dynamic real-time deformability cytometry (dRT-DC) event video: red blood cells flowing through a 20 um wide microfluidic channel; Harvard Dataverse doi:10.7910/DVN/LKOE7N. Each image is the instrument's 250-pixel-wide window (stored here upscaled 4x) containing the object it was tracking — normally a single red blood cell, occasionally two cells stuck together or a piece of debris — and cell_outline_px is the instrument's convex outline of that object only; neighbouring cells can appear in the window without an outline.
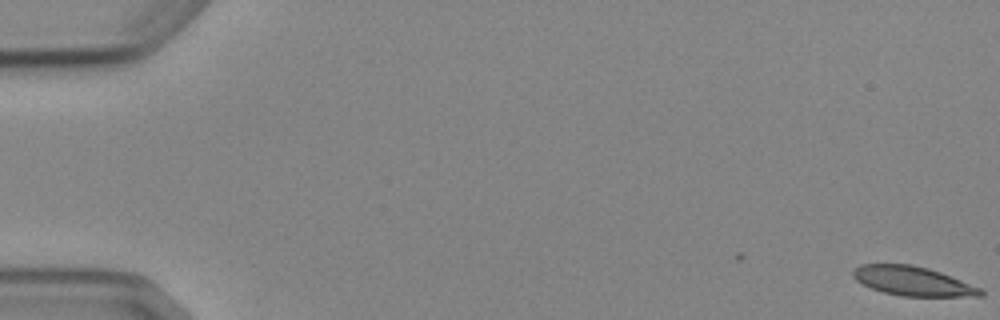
{"species": "Egyptian fruit bat (a non-hibernating species)", "species_latin": "Rousettus aegyptiacus", "temperature_condition": "cold", "stored_images_in_passage": 6, "camera_frame_rate_fps": 3000, "um_per_image_px": 0.085, "animal": {"sex": "female"}, "frame": {"image": 1, "passage_image": 1, "time_ms": 0.0, "image_size_px": [1000, 320], "cell_outline_px": [[984, 296], [900, 296], [884, 292], [872, 288], [856, 280], [852, 276], [852, 268], [860, 264], [912, 264], [928, 268], [940, 272], [984, 288]], "centroid_in_image_um": [77.61, 23.88], "position_along_channel_um": 7.4, "area_um2": 21.91}}
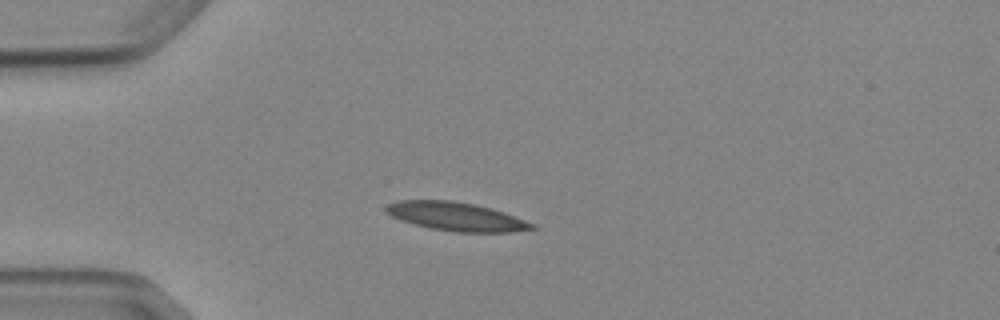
{"frame": {"image": 2, "passage_image": 5, "time_ms": 4.667, "image_size_px": [1000, 320], "cell_outline_px": [[536, 228], [512, 232], [456, 232], [432, 228], [400, 220], [392, 216], [384, 208], [388, 204], [396, 200], [452, 200], [476, 204], [492, 208], [504, 212], [536, 224]], "centroid_in_image_um": [38.8, 18.39], "position_along_channel_um": 46.2, "area_um2": 24.28}}